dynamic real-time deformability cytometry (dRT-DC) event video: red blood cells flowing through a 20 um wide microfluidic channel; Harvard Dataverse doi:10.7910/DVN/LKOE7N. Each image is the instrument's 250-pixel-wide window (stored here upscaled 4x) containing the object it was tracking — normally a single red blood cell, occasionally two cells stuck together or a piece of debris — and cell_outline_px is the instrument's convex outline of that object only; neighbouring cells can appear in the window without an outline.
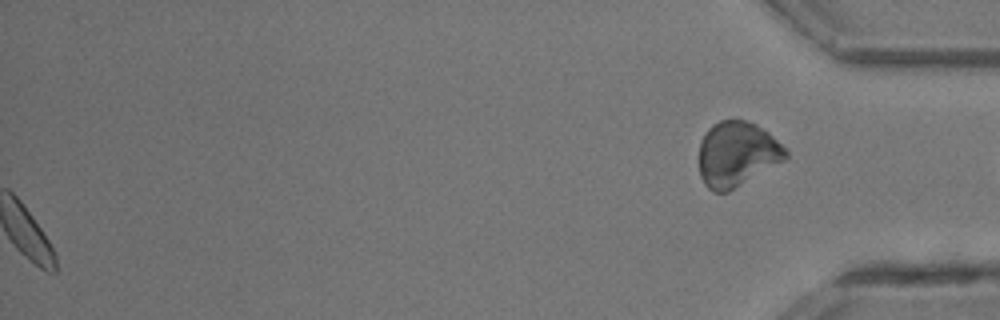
{"species": "common noctule bat (a hibernating species)", "species_latin": "Nyctalus noctula", "temperature_condition": "room temperature", "stored_images_in_passage": 32, "segment_of_instrument_passage": [2, 2], "camera_frame_rate_fps": 3000, "um_per_image_px": 0.085, "animal": {"sex": "male", "body_mass_g": 13.3}, "frame": {"image": 1, "passage_image": 32, "time_ms": 10.333, "image_size_px": [1000, 320], "cell_outline_px": [[788, 160], [728, 192], [712, 192], [704, 184], [700, 176], [700, 140], [708, 128], [712, 124], [720, 120], [744, 120], [756, 124], [768, 132], [788, 152]], "centroid_in_image_um": [62.65, 13.12], "position_along_channel_um": 372.5, "area_um2": 33.12}}